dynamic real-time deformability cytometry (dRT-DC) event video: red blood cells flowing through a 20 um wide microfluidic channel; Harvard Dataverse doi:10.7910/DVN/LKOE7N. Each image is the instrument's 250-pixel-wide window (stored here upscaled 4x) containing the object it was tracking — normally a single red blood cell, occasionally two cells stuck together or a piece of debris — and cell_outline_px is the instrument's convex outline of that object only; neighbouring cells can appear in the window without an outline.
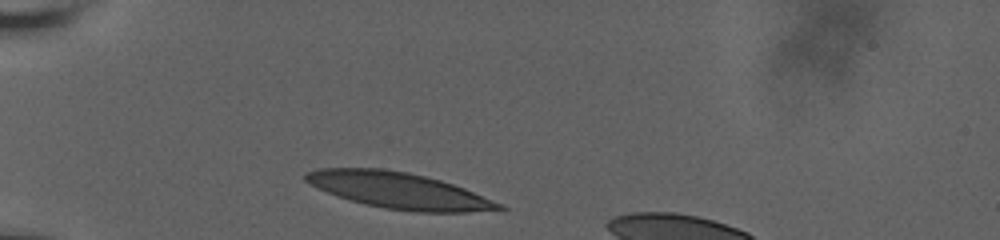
{"species": "human", "species_latin": "Homo sapiens", "temperature_condition": "room temperature", "stored_images_in_passage": 30, "camera_frame_rate_fps": 3000, "um_per_image_px": 0.085, "donor": {"sex": "male"}, "frame": {"image": 1, "passage_image": 1, "time_ms": 0.0, "image_size_px": [1000, 240], "cell_outline_px": [[508, 208], [468, 212], [416, 212], [384, 208], [336, 196], [304, 180], [304, 172], [320, 168], [384, 168], [408, 172], [440, 180], [464, 188], [504, 204]], "centroid_in_image_um": [33.91, 16.18], "position_along_channel_um": 51.1, "area_um2": 40.4}}
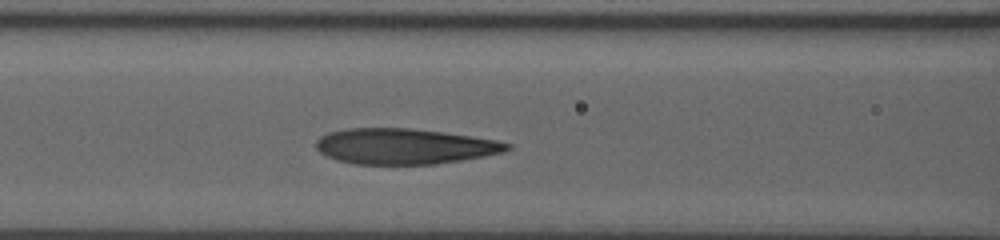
{"frame": {"image": 2, "passage_image": 18, "time_ms": 3.0, "image_size_px": [1000, 240], "cell_outline_px": [[512, 148], [504, 152], [484, 156], [436, 164], [356, 164], [336, 160], [324, 156], [316, 148], [316, 140], [320, 136], [328, 132], [344, 128], [412, 128], [496, 140], [512, 144]], "centroid_in_image_um": [34.33, 12.44], "position_along_channel_um": 132.3, "area_um2": 39.71}}
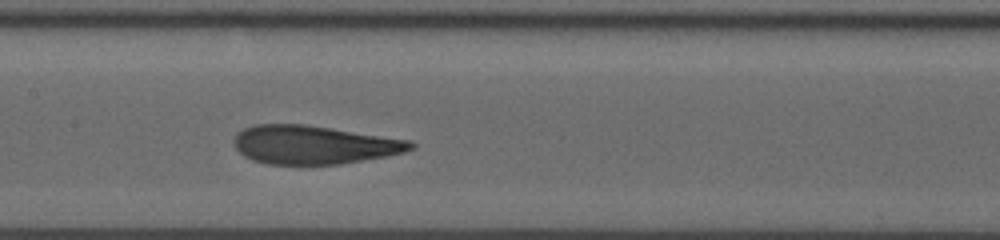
{"frame": {"image": 3, "passage_image": 29, "time_ms": 4.333, "image_size_px": [1000, 240], "cell_outline_px": [[416, 148], [404, 152], [388, 156], [340, 164], [268, 164], [252, 160], [244, 156], [232, 144], [232, 140], [236, 132], [252, 124], [304, 124], [412, 140], [416, 144]], "centroid_in_image_um": [26.67, 12.3], "position_along_channel_um": 180.7, "area_um2": 40.06}}